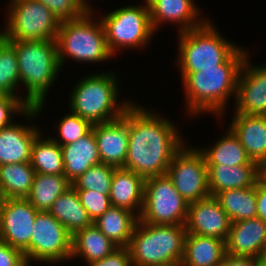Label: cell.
<instances>
[{
	"mask_svg": "<svg viewBox=\"0 0 266 266\" xmlns=\"http://www.w3.org/2000/svg\"><path fill=\"white\" fill-rule=\"evenodd\" d=\"M158 266H183V265H182V262L179 261V262H173L170 264H164V265H158Z\"/></svg>",
	"mask_w": 266,
	"mask_h": 266,
	"instance_id": "bcb514c9",
	"label": "cell"
},
{
	"mask_svg": "<svg viewBox=\"0 0 266 266\" xmlns=\"http://www.w3.org/2000/svg\"><path fill=\"white\" fill-rule=\"evenodd\" d=\"M138 219L126 208L111 206L93 224L118 247H128Z\"/></svg>",
	"mask_w": 266,
	"mask_h": 266,
	"instance_id": "d4e9b609",
	"label": "cell"
},
{
	"mask_svg": "<svg viewBox=\"0 0 266 266\" xmlns=\"http://www.w3.org/2000/svg\"><path fill=\"white\" fill-rule=\"evenodd\" d=\"M8 42L16 52L20 85L26 87L25 104L36 107L41 114L48 91L62 69L56 40Z\"/></svg>",
	"mask_w": 266,
	"mask_h": 266,
	"instance_id": "3957f363",
	"label": "cell"
},
{
	"mask_svg": "<svg viewBox=\"0 0 266 266\" xmlns=\"http://www.w3.org/2000/svg\"><path fill=\"white\" fill-rule=\"evenodd\" d=\"M72 235L48 211H39L29 247L23 252L30 266L33 260L58 264L71 259Z\"/></svg>",
	"mask_w": 266,
	"mask_h": 266,
	"instance_id": "8fae6325",
	"label": "cell"
},
{
	"mask_svg": "<svg viewBox=\"0 0 266 266\" xmlns=\"http://www.w3.org/2000/svg\"><path fill=\"white\" fill-rule=\"evenodd\" d=\"M207 146L198 148L205 158L206 165H258L247 156L245 148L229 128L212 147Z\"/></svg>",
	"mask_w": 266,
	"mask_h": 266,
	"instance_id": "4316f807",
	"label": "cell"
},
{
	"mask_svg": "<svg viewBox=\"0 0 266 266\" xmlns=\"http://www.w3.org/2000/svg\"><path fill=\"white\" fill-rule=\"evenodd\" d=\"M214 197L228 215L231 223L257 216L255 185L247 188L221 191Z\"/></svg>",
	"mask_w": 266,
	"mask_h": 266,
	"instance_id": "f546056e",
	"label": "cell"
},
{
	"mask_svg": "<svg viewBox=\"0 0 266 266\" xmlns=\"http://www.w3.org/2000/svg\"><path fill=\"white\" fill-rule=\"evenodd\" d=\"M259 266H266V248L258 256Z\"/></svg>",
	"mask_w": 266,
	"mask_h": 266,
	"instance_id": "7bdbcfd3",
	"label": "cell"
},
{
	"mask_svg": "<svg viewBox=\"0 0 266 266\" xmlns=\"http://www.w3.org/2000/svg\"><path fill=\"white\" fill-rule=\"evenodd\" d=\"M57 123L56 127L58 129L56 132L58 131L59 139H55V137L50 138L60 146L76 142L78 139L87 135L92 130L93 126L89 121L71 111Z\"/></svg>",
	"mask_w": 266,
	"mask_h": 266,
	"instance_id": "e575fe53",
	"label": "cell"
},
{
	"mask_svg": "<svg viewBox=\"0 0 266 266\" xmlns=\"http://www.w3.org/2000/svg\"><path fill=\"white\" fill-rule=\"evenodd\" d=\"M185 225H155L139 219L128 246L132 266H158L182 261Z\"/></svg>",
	"mask_w": 266,
	"mask_h": 266,
	"instance_id": "5b68a950",
	"label": "cell"
},
{
	"mask_svg": "<svg viewBox=\"0 0 266 266\" xmlns=\"http://www.w3.org/2000/svg\"><path fill=\"white\" fill-rule=\"evenodd\" d=\"M40 133L31 147L30 163L36 173L64 175L61 146L51 138L42 137Z\"/></svg>",
	"mask_w": 266,
	"mask_h": 266,
	"instance_id": "1f68e13d",
	"label": "cell"
},
{
	"mask_svg": "<svg viewBox=\"0 0 266 266\" xmlns=\"http://www.w3.org/2000/svg\"><path fill=\"white\" fill-rule=\"evenodd\" d=\"M166 174L188 203L210 196L208 167L197 147H188L185 143L174 155Z\"/></svg>",
	"mask_w": 266,
	"mask_h": 266,
	"instance_id": "7c38bea8",
	"label": "cell"
},
{
	"mask_svg": "<svg viewBox=\"0 0 266 266\" xmlns=\"http://www.w3.org/2000/svg\"><path fill=\"white\" fill-rule=\"evenodd\" d=\"M18 86L20 78L15 49L0 35V93L19 97L25 103V97L16 92Z\"/></svg>",
	"mask_w": 266,
	"mask_h": 266,
	"instance_id": "d6a6232c",
	"label": "cell"
},
{
	"mask_svg": "<svg viewBox=\"0 0 266 266\" xmlns=\"http://www.w3.org/2000/svg\"><path fill=\"white\" fill-rule=\"evenodd\" d=\"M146 1L149 6L151 24L155 32L159 29L158 26L161 27L166 22L175 23L179 33L198 28L208 20L207 18H198L200 9L194 0Z\"/></svg>",
	"mask_w": 266,
	"mask_h": 266,
	"instance_id": "e0dca14e",
	"label": "cell"
},
{
	"mask_svg": "<svg viewBox=\"0 0 266 266\" xmlns=\"http://www.w3.org/2000/svg\"><path fill=\"white\" fill-rule=\"evenodd\" d=\"M94 14L89 11L82 17L60 22L56 43L61 68L70 57L77 62L94 64L114 56L108 48L101 20L93 21Z\"/></svg>",
	"mask_w": 266,
	"mask_h": 266,
	"instance_id": "8992f818",
	"label": "cell"
},
{
	"mask_svg": "<svg viewBox=\"0 0 266 266\" xmlns=\"http://www.w3.org/2000/svg\"><path fill=\"white\" fill-rule=\"evenodd\" d=\"M0 266H29L25 255L0 238Z\"/></svg>",
	"mask_w": 266,
	"mask_h": 266,
	"instance_id": "ab89813d",
	"label": "cell"
},
{
	"mask_svg": "<svg viewBox=\"0 0 266 266\" xmlns=\"http://www.w3.org/2000/svg\"><path fill=\"white\" fill-rule=\"evenodd\" d=\"M262 177L266 180V167H261Z\"/></svg>",
	"mask_w": 266,
	"mask_h": 266,
	"instance_id": "7dc6e473",
	"label": "cell"
},
{
	"mask_svg": "<svg viewBox=\"0 0 266 266\" xmlns=\"http://www.w3.org/2000/svg\"><path fill=\"white\" fill-rule=\"evenodd\" d=\"M76 191L78 193L81 205L87 211V214L92 222L112 206L109 195L100 194V192L91 190Z\"/></svg>",
	"mask_w": 266,
	"mask_h": 266,
	"instance_id": "8d00e7d4",
	"label": "cell"
},
{
	"mask_svg": "<svg viewBox=\"0 0 266 266\" xmlns=\"http://www.w3.org/2000/svg\"><path fill=\"white\" fill-rule=\"evenodd\" d=\"M217 266H259L258 258L226 254Z\"/></svg>",
	"mask_w": 266,
	"mask_h": 266,
	"instance_id": "b9f144b4",
	"label": "cell"
},
{
	"mask_svg": "<svg viewBox=\"0 0 266 266\" xmlns=\"http://www.w3.org/2000/svg\"><path fill=\"white\" fill-rule=\"evenodd\" d=\"M14 114L31 120L40 114L36 107H28L19 97L1 94L0 95V128L11 125L14 122Z\"/></svg>",
	"mask_w": 266,
	"mask_h": 266,
	"instance_id": "d590c367",
	"label": "cell"
},
{
	"mask_svg": "<svg viewBox=\"0 0 266 266\" xmlns=\"http://www.w3.org/2000/svg\"><path fill=\"white\" fill-rule=\"evenodd\" d=\"M188 206L167 174L150 177L144 182V204L139 220L155 225H185Z\"/></svg>",
	"mask_w": 266,
	"mask_h": 266,
	"instance_id": "30bf717a",
	"label": "cell"
},
{
	"mask_svg": "<svg viewBox=\"0 0 266 266\" xmlns=\"http://www.w3.org/2000/svg\"><path fill=\"white\" fill-rule=\"evenodd\" d=\"M266 248V223L258 217L233 222L225 240L226 254L255 257Z\"/></svg>",
	"mask_w": 266,
	"mask_h": 266,
	"instance_id": "ac0fdd59",
	"label": "cell"
},
{
	"mask_svg": "<svg viewBox=\"0 0 266 266\" xmlns=\"http://www.w3.org/2000/svg\"><path fill=\"white\" fill-rule=\"evenodd\" d=\"M249 58L239 73L234 114L266 115V63L254 66Z\"/></svg>",
	"mask_w": 266,
	"mask_h": 266,
	"instance_id": "5bb4252c",
	"label": "cell"
},
{
	"mask_svg": "<svg viewBox=\"0 0 266 266\" xmlns=\"http://www.w3.org/2000/svg\"><path fill=\"white\" fill-rule=\"evenodd\" d=\"M64 175L72 183L91 166L101 163L93 130L76 142L61 146Z\"/></svg>",
	"mask_w": 266,
	"mask_h": 266,
	"instance_id": "603a6c76",
	"label": "cell"
},
{
	"mask_svg": "<svg viewBox=\"0 0 266 266\" xmlns=\"http://www.w3.org/2000/svg\"><path fill=\"white\" fill-rule=\"evenodd\" d=\"M144 182L145 179L132 170L115 168L109 194L111 205L126 208L139 217L144 204Z\"/></svg>",
	"mask_w": 266,
	"mask_h": 266,
	"instance_id": "44dd1931",
	"label": "cell"
},
{
	"mask_svg": "<svg viewBox=\"0 0 266 266\" xmlns=\"http://www.w3.org/2000/svg\"><path fill=\"white\" fill-rule=\"evenodd\" d=\"M4 201H5V197H4V194H3V192L1 191V188H0V213H1Z\"/></svg>",
	"mask_w": 266,
	"mask_h": 266,
	"instance_id": "f6af8a7d",
	"label": "cell"
},
{
	"mask_svg": "<svg viewBox=\"0 0 266 266\" xmlns=\"http://www.w3.org/2000/svg\"><path fill=\"white\" fill-rule=\"evenodd\" d=\"M79 1L88 11L95 10V9H92L93 7L91 5H89L88 0H79Z\"/></svg>",
	"mask_w": 266,
	"mask_h": 266,
	"instance_id": "ee69618b",
	"label": "cell"
},
{
	"mask_svg": "<svg viewBox=\"0 0 266 266\" xmlns=\"http://www.w3.org/2000/svg\"><path fill=\"white\" fill-rule=\"evenodd\" d=\"M116 248L118 246L92 223L72 236L71 259L83 258L89 264L103 259Z\"/></svg>",
	"mask_w": 266,
	"mask_h": 266,
	"instance_id": "484cf974",
	"label": "cell"
},
{
	"mask_svg": "<svg viewBox=\"0 0 266 266\" xmlns=\"http://www.w3.org/2000/svg\"><path fill=\"white\" fill-rule=\"evenodd\" d=\"M39 211L26 199H5L0 213V238L24 252L30 245Z\"/></svg>",
	"mask_w": 266,
	"mask_h": 266,
	"instance_id": "4fadbf2b",
	"label": "cell"
},
{
	"mask_svg": "<svg viewBox=\"0 0 266 266\" xmlns=\"http://www.w3.org/2000/svg\"><path fill=\"white\" fill-rule=\"evenodd\" d=\"M229 129L260 167L266 162V115L234 114Z\"/></svg>",
	"mask_w": 266,
	"mask_h": 266,
	"instance_id": "d6986e66",
	"label": "cell"
},
{
	"mask_svg": "<svg viewBox=\"0 0 266 266\" xmlns=\"http://www.w3.org/2000/svg\"><path fill=\"white\" fill-rule=\"evenodd\" d=\"M71 186V182L65 175L36 173L26 199L38 211H49L53 202Z\"/></svg>",
	"mask_w": 266,
	"mask_h": 266,
	"instance_id": "4dcf8cb0",
	"label": "cell"
},
{
	"mask_svg": "<svg viewBox=\"0 0 266 266\" xmlns=\"http://www.w3.org/2000/svg\"><path fill=\"white\" fill-rule=\"evenodd\" d=\"M115 168L104 163L93 165L71 183L72 187L75 190H91L109 195Z\"/></svg>",
	"mask_w": 266,
	"mask_h": 266,
	"instance_id": "836d02e7",
	"label": "cell"
},
{
	"mask_svg": "<svg viewBox=\"0 0 266 266\" xmlns=\"http://www.w3.org/2000/svg\"><path fill=\"white\" fill-rule=\"evenodd\" d=\"M143 2L145 5L131 4L115 9L103 18L101 16L107 45L114 56L124 48L143 49L151 41L155 31L151 24L148 3L146 0Z\"/></svg>",
	"mask_w": 266,
	"mask_h": 266,
	"instance_id": "ba28073f",
	"label": "cell"
},
{
	"mask_svg": "<svg viewBox=\"0 0 266 266\" xmlns=\"http://www.w3.org/2000/svg\"><path fill=\"white\" fill-rule=\"evenodd\" d=\"M225 255L224 240L187 233L181 262L183 266H217Z\"/></svg>",
	"mask_w": 266,
	"mask_h": 266,
	"instance_id": "cb8c5ba5",
	"label": "cell"
},
{
	"mask_svg": "<svg viewBox=\"0 0 266 266\" xmlns=\"http://www.w3.org/2000/svg\"><path fill=\"white\" fill-rule=\"evenodd\" d=\"M117 75L101 72L85 75L76 82L69 98L70 111L92 125L107 123L123 116L132 100L118 103Z\"/></svg>",
	"mask_w": 266,
	"mask_h": 266,
	"instance_id": "277c9868",
	"label": "cell"
},
{
	"mask_svg": "<svg viewBox=\"0 0 266 266\" xmlns=\"http://www.w3.org/2000/svg\"><path fill=\"white\" fill-rule=\"evenodd\" d=\"M257 216L266 223V180L261 176L255 183Z\"/></svg>",
	"mask_w": 266,
	"mask_h": 266,
	"instance_id": "60d3db41",
	"label": "cell"
},
{
	"mask_svg": "<svg viewBox=\"0 0 266 266\" xmlns=\"http://www.w3.org/2000/svg\"><path fill=\"white\" fill-rule=\"evenodd\" d=\"M231 221L214 196L189 203L185 229L189 234L226 240Z\"/></svg>",
	"mask_w": 266,
	"mask_h": 266,
	"instance_id": "9a60e30c",
	"label": "cell"
},
{
	"mask_svg": "<svg viewBox=\"0 0 266 266\" xmlns=\"http://www.w3.org/2000/svg\"><path fill=\"white\" fill-rule=\"evenodd\" d=\"M101 163L119 168L124 167L129 142V106L123 116L92 126Z\"/></svg>",
	"mask_w": 266,
	"mask_h": 266,
	"instance_id": "2e32d148",
	"label": "cell"
},
{
	"mask_svg": "<svg viewBox=\"0 0 266 266\" xmlns=\"http://www.w3.org/2000/svg\"><path fill=\"white\" fill-rule=\"evenodd\" d=\"M210 196L226 190L252 187L262 176L259 165H207Z\"/></svg>",
	"mask_w": 266,
	"mask_h": 266,
	"instance_id": "7402d4cb",
	"label": "cell"
},
{
	"mask_svg": "<svg viewBox=\"0 0 266 266\" xmlns=\"http://www.w3.org/2000/svg\"><path fill=\"white\" fill-rule=\"evenodd\" d=\"M43 3L60 21L82 17L89 12L79 0H38Z\"/></svg>",
	"mask_w": 266,
	"mask_h": 266,
	"instance_id": "74e56055",
	"label": "cell"
},
{
	"mask_svg": "<svg viewBox=\"0 0 266 266\" xmlns=\"http://www.w3.org/2000/svg\"><path fill=\"white\" fill-rule=\"evenodd\" d=\"M240 46L217 68L202 69L194 73H180L188 114L198 116L215 114L222 119L231 96L236 98L237 82L241 67L248 56ZM235 95V96H234ZM194 114V115H193ZM220 117V118H219Z\"/></svg>",
	"mask_w": 266,
	"mask_h": 266,
	"instance_id": "7a4b0ae2",
	"label": "cell"
},
{
	"mask_svg": "<svg viewBox=\"0 0 266 266\" xmlns=\"http://www.w3.org/2000/svg\"><path fill=\"white\" fill-rule=\"evenodd\" d=\"M158 114L134 102L129 105V142L123 168L144 179L166 174L174 155L185 145L174 122Z\"/></svg>",
	"mask_w": 266,
	"mask_h": 266,
	"instance_id": "6da1fadb",
	"label": "cell"
},
{
	"mask_svg": "<svg viewBox=\"0 0 266 266\" xmlns=\"http://www.w3.org/2000/svg\"><path fill=\"white\" fill-rule=\"evenodd\" d=\"M208 19L202 26L179 32L177 66L180 73L217 68L239 46L229 42Z\"/></svg>",
	"mask_w": 266,
	"mask_h": 266,
	"instance_id": "52a82bcc",
	"label": "cell"
},
{
	"mask_svg": "<svg viewBox=\"0 0 266 266\" xmlns=\"http://www.w3.org/2000/svg\"><path fill=\"white\" fill-rule=\"evenodd\" d=\"M88 266H132L128 247H118L108 256L88 264Z\"/></svg>",
	"mask_w": 266,
	"mask_h": 266,
	"instance_id": "f35d334b",
	"label": "cell"
},
{
	"mask_svg": "<svg viewBox=\"0 0 266 266\" xmlns=\"http://www.w3.org/2000/svg\"><path fill=\"white\" fill-rule=\"evenodd\" d=\"M35 174L30 162L0 165V188L5 199L26 198Z\"/></svg>",
	"mask_w": 266,
	"mask_h": 266,
	"instance_id": "f1b7e54d",
	"label": "cell"
},
{
	"mask_svg": "<svg viewBox=\"0 0 266 266\" xmlns=\"http://www.w3.org/2000/svg\"><path fill=\"white\" fill-rule=\"evenodd\" d=\"M40 131L33 124L18 122L0 128V165L30 162L31 147Z\"/></svg>",
	"mask_w": 266,
	"mask_h": 266,
	"instance_id": "ffe728a7",
	"label": "cell"
},
{
	"mask_svg": "<svg viewBox=\"0 0 266 266\" xmlns=\"http://www.w3.org/2000/svg\"><path fill=\"white\" fill-rule=\"evenodd\" d=\"M73 236L93 222L81 205L77 191L71 186L62 193L48 211Z\"/></svg>",
	"mask_w": 266,
	"mask_h": 266,
	"instance_id": "83f0119b",
	"label": "cell"
},
{
	"mask_svg": "<svg viewBox=\"0 0 266 266\" xmlns=\"http://www.w3.org/2000/svg\"><path fill=\"white\" fill-rule=\"evenodd\" d=\"M5 28L7 41L56 40L60 20L38 0H9Z\"/></svg>",
	"mask_w": 266,
	"mask_h": 266,
	"instance_id": "9c48e42d",
	"label": "cell"
}]
</instances>
